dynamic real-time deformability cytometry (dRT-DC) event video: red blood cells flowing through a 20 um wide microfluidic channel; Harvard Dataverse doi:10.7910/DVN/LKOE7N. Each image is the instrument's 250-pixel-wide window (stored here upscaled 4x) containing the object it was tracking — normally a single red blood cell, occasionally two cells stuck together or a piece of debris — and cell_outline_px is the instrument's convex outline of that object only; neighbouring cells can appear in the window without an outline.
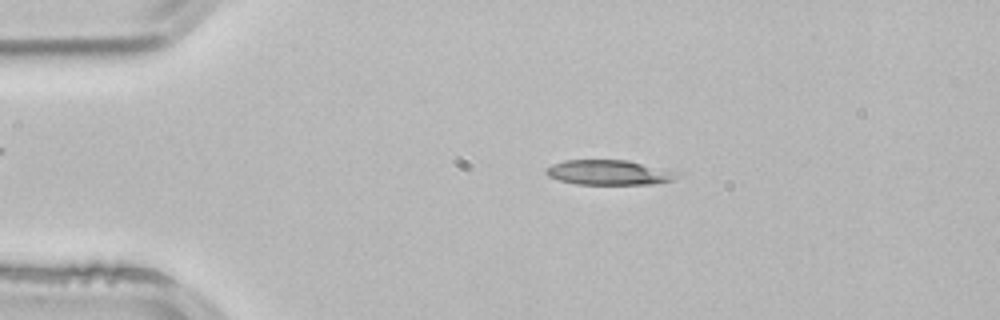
{"species": "common noctule bat (a hibernating species)", "species_latin": "Nyctalus noctula", "temperature_condition": "room temperature", "stored_images_in_passage": 2, "camera_frame_rate_fps": 3000, "um_per_image_px": 0.085, "animal": {"sex": "male", "body_mass_g": 21.5, "forearm_length_mm": 52.0}, "frame": {"image": 1, "passage_image": 1, "time_ms": 0.0, "image_size_px": [1000, 320], "cell_outline_px": [[684, 172], [676, 180], [652, 184], [576, 184], [560, 180], [548, 176], [544, 172], [552, 164], [564, 160], [628, 160]], "centroid_in_image_um": [51.88, 14.66], "position_along_channel_um": 33.1, "area_um2": 19.36}}